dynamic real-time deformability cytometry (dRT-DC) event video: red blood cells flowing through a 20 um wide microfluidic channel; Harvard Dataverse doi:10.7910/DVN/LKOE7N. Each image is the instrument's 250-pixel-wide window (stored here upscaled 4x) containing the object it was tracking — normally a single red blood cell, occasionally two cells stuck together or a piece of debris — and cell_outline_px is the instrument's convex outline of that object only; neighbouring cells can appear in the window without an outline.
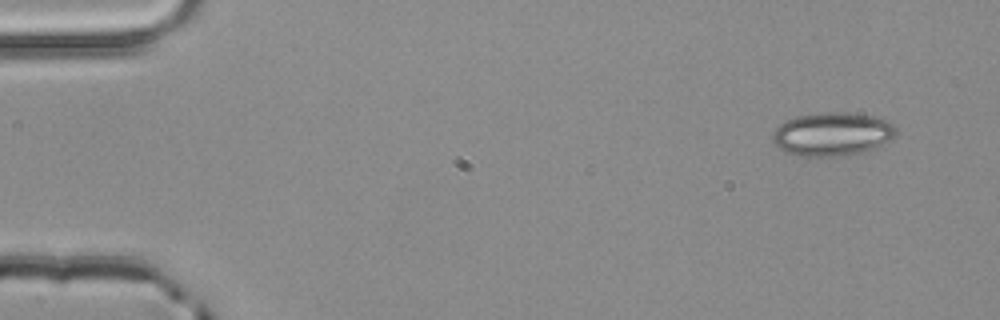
{"species": "common noctule bat (a hibernating species)", "species_latin": "Nyctalus noctula", "temperature_condition": "room temperature", "stored_images_in_passage": 3, "camera_frame_rate_fps": 3000, "um_per_image_px": 0.085, "animal": {"sex": "male", "body_mass_g": 20.4}, "frame": {"image": 1, "passage_image": 1, "time_ms": 0.0, "image_size_px": [1000, 320], "cell_outline_px": [[896, 132], [888, 140], [864, 152], [828, 156], [800, 156], [788, 152], [780, 148], [772, 140], [772, 136], [776, 128], [780, 124], [796, 116], [824, 112], [848, 112], [876, 116], [888, 120], [896, 128]], "centroid_in_image_um": [70.74, 11.37], "position_along_channel_um": 14.3, "area_um2": 30.87}}